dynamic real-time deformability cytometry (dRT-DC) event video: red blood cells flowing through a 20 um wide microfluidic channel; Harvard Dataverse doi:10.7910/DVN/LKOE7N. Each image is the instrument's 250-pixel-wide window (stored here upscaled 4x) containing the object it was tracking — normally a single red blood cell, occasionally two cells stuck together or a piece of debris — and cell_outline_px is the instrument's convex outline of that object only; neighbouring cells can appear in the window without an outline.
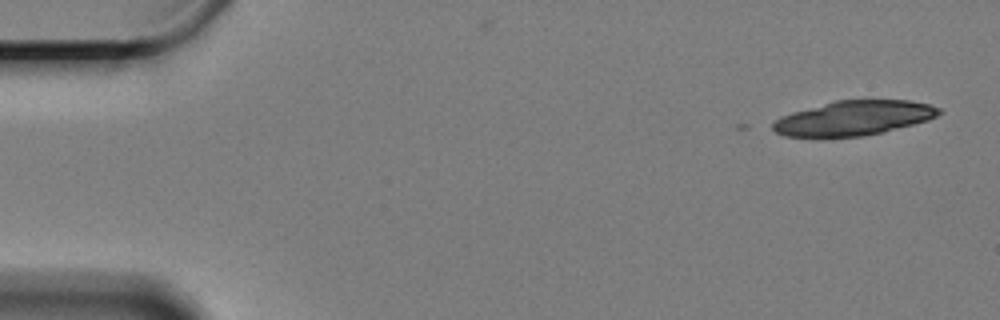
{"species": "Egyptian fruit bat (a non-hibernating species)", "species_latin": "Rousettus aegyptiacus", "temperature_condition": "cold", "stored_images_in_passage": 2, "camera_frame_rate_fps": 3000, "um_per_image_px": 0.085, "animal": {"sex": "female"}, "frame": {"image": 1, "passage_image": 2, "time_ms": 0.333, "image_size_px": [1000, 320], "cell_outline_px": [[944, 112], [928, 120], [884, 132], [860, 136], [784, 136], [776, 132], [772, 128], [772, 124], [780, 116], [792, 112], [836, 100], [908, 100], [928, 104], [940, 108]], "centroid_in_image_um": [72.59, 10.02], "position_along_channel_um": 12.4, "area_um2": 33.23}}